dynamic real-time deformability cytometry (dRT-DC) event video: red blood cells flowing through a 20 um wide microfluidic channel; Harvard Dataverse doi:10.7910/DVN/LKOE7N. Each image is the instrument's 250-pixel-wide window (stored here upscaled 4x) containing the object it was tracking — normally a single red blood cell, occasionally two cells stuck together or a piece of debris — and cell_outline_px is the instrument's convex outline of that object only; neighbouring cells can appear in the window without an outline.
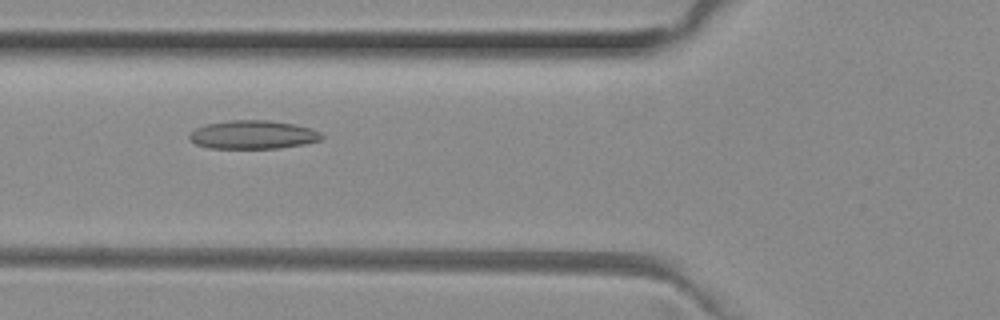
{"species": "common noctule bat (a hibernating species)", "species_latin": "Nyctalus noctula", "temperature_condition": "room temperature", "stored_images_in_passage": 51, "camera_frame_rate_fps": 3000, "um_per_image_px": 0.085, "animal": {"sex": "female", "body_mass_g": 29.2, "forearm_length_mm": 56.3}, "frame": {"image": 1, "passage_image": 19, "time_ms": 6.0, "image_size_px": [1000, 320], "cell_outline_px": [[324, 136], [320, 140], [304, 144], [280, 148], [208, 148], [196, 144], [188, 140], [188, 132], [196, 128], [208, 124], [228, 120], [268, 120], [292, 124], [312, 128], [320, 132]], "centroid_in_image_um": [21.47, 11.45], "position_along_channel_um": 104.3, "area_um2": 22.08}}
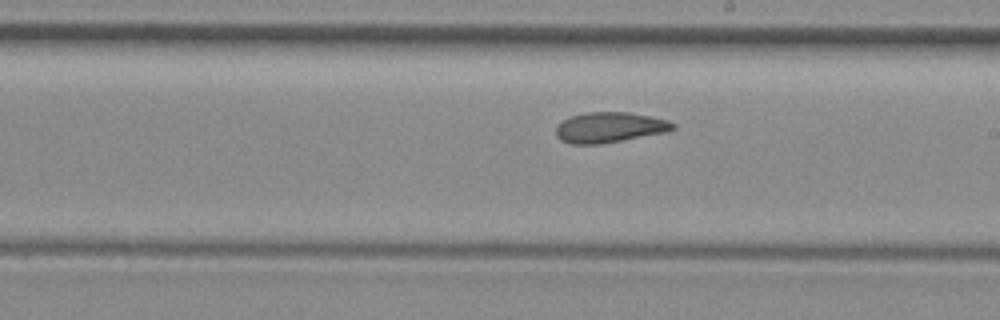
{"frame": {"image": 2, "passage_image": 29, "time_ms": 9.333, "image_size_px": [1000, 320], "cell_outline_px": [[676, 128], [664, 132], [600, 144], [568, 144], [560, 140], [556, 136], [556, 128], [564, 120], [572, 116], [588, 112], [628, 112], [652, 116], [668, 120], [676, 124]], "centroid_in_image_um": [51.81, 10.83], "position_along_channel_um": 237.2, "area_um2": 20.58}}
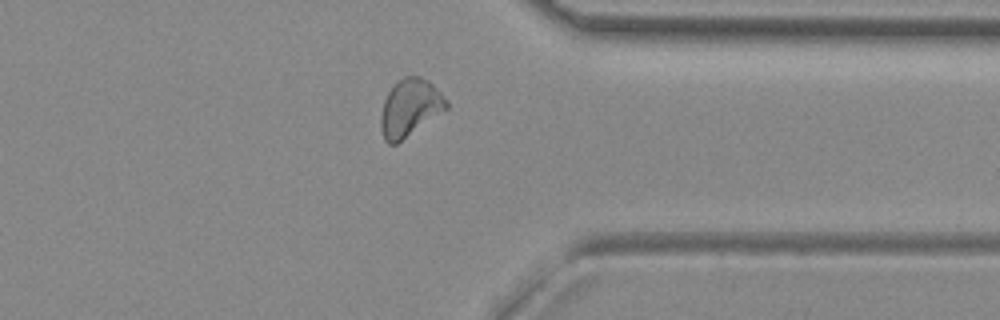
{"frame": {"image": 3, "passage_image": 40, "time_ms": 13.0, "image_size_px": [1000, 320], "cell_outline_px": [[448, 108], [396, 144], [388, 144], [384, 140], [380, 124], [380, 116], [384, 100], [388, 92], [404, 76], [420, 76], [428, 80], [448, 100]], "centroid_in_image_um": [34.84, 9.16], "position_along_channel_um": 376.6, "area_um2": 21.68}, "authors_computed_cell_mechanics": {"area_um2": 21.8484, "velocity_mm_per_s": 3.9829, "shape_relaxation_time_tau1_ms": null, "shape_relaxation_time_tau2_ms": 3.9102, "deformation_change_tau1": null, "deformation_change_tau2": 0.1045}}